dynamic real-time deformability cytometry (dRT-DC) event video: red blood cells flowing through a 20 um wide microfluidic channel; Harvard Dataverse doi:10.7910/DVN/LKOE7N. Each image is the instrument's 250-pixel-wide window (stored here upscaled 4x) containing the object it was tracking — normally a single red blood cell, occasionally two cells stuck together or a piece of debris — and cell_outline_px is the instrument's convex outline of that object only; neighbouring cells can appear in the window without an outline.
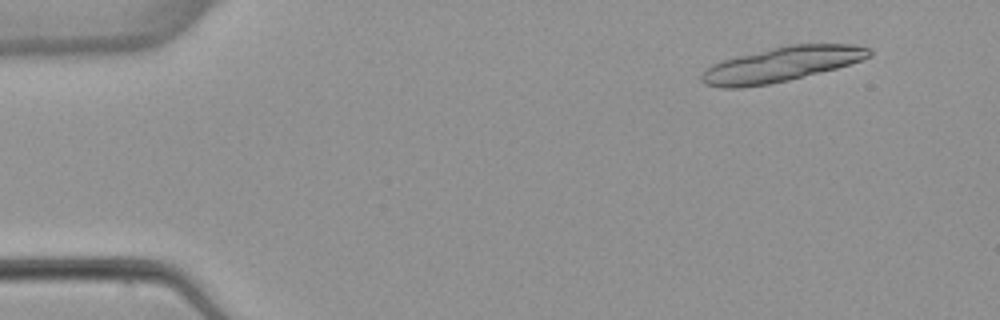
{"species": "common noctule bat (a hibernating species)", "species_latin": "Nyctalus noctula", "temperature_condition": "warm", "stored_images_in_passage": 6, "segment_of_instrument_passage": [1, 2], "camera_frame_rate_fps": 3000, "um_per_image_px": 0.085, "animal": {"sex": "female", "body_mass_g": 22.7, "forearm_length_mm": 54.2}, "frame": {"image": 1, "passage_image": 2, "time_ms": 1.0, "image_size_px": [1000, 320], "cell_outline_px": [[872, 56], [864, 60], [836, 68], [788, 80], [768, 84], [740, 88], [720, 88], [704, 84], [700, 80], [700, 76], [712, 64], [724, 60], [788, 44], [856, 44], [868, 48], [872, 52]], "centroid_in_image_um": [66.46, 5.47], "position_along_channel_um": 18.5, "area_um2": 33.7}}